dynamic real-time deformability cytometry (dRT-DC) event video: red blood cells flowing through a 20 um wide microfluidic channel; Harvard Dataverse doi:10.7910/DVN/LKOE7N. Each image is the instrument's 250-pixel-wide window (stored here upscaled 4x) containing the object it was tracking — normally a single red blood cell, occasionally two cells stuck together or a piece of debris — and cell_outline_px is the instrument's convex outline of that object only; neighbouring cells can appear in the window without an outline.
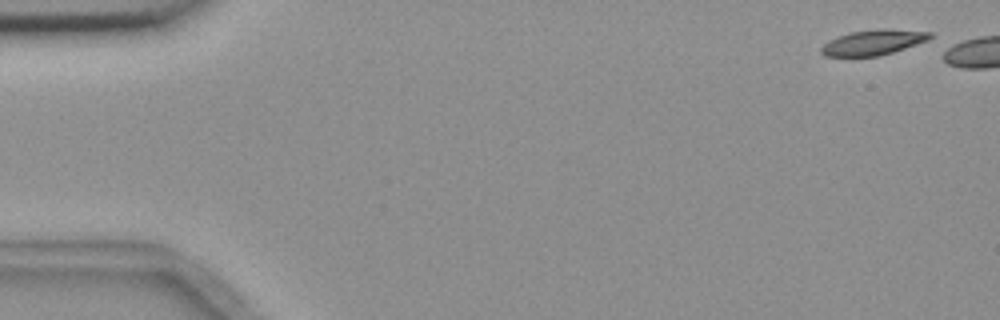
{"species": "common noctule bat (a hibernating species)", "species_latin": "Nyctalus noctula", "temperature_condition": "room temperature", "stored_images_in_passage": 6, "camera_frame_rate_fps": 3000, "um_per_image_px": 0.085, "animal": {"sex": "female", "body_mass_g": 18.4}, "frame": {"image": 1, "passage_image": 1, "time_ms": 0.0, "image_size_px": [1000, 320], "cell_outline_px": [[932, 36], [928, 40], [880, 56], [824, 56], [820, 52], [820, 48], [828, 40], [836, 36], [848, 32], [932, 32]], "centroid_in_image_um": [74.08, 3.67], "position_along_channel_um": 10.9, "area_um2": 14.85}}